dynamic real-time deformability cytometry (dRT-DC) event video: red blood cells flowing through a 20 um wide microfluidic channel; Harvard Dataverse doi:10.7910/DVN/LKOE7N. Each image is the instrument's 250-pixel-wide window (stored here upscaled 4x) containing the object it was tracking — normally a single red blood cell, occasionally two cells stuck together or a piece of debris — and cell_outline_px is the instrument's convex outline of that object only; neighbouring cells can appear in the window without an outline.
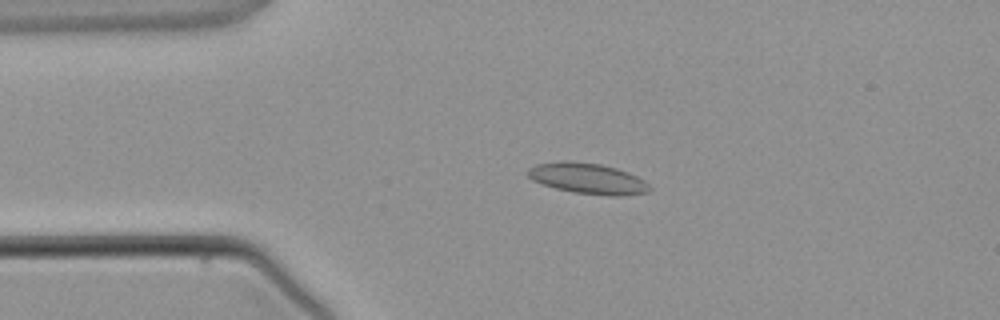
{"species": "common noctule bat (a hibernating species)", "species_latin": "Nyctalus noctula", "temperature_condition": "warm", "stored_images_in_passage": 2, "camera_frame_rate_fps": 3000, "um_per_image_px": 0.085, "animal": {"sex": "male", "body_mass_g": 21.5, "forearm_length_mm": 52.0}, "frame": {"image": 1, "passage_image": 2, "time_ms": 1.0, "image_size_px": [1000, 320], "cell_outline_px": [[652, 188], [648, 192], [620, 196], [608, 196], [572, 192], [556, 188], [532, 180], [524, 172], [528, 168], [536, 164], [564, 160], [568, 160], [600, 164], [616, 168], [628, 172], [644, 180]], "centroid_in_image_um": [49.93, 15.17], "position_along_channel_um": 35.1, "area_um2": 21.96}}